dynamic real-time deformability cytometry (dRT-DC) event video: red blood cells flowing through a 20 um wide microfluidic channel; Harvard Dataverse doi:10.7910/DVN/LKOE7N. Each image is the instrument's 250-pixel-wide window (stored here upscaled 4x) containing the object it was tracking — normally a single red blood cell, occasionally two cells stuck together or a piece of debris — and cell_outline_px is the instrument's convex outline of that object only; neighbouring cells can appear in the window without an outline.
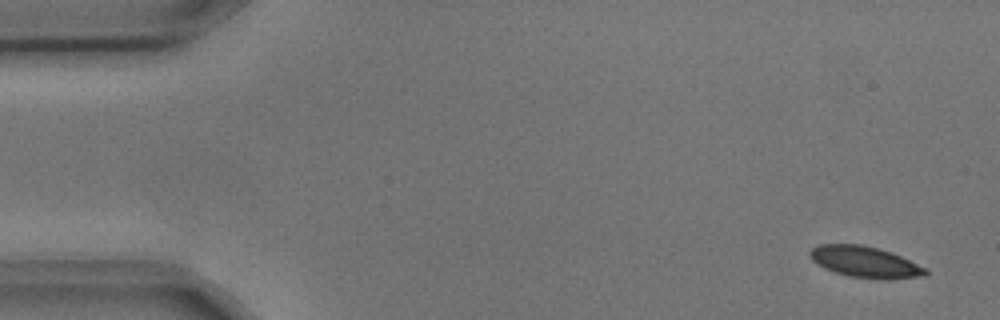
{"species": "common noctule bat (a hibernating species)", "species_latin": "Nyctalus noctula", "temperature_condition": "cold", "stored_images_in_passage": 5, "camera_frame_rate_fps": 3000, "um_per_image_px": 0.085, "animal": {"sex": "male", "body_mass_g": 17.9, "forearm_length_mm": 54.2}, "frame": {"image": 1, "passage_image": 1, "time_ms": 0.0, "image_size_px": [1000, 320], "cell_outline_px": [[928, 272], [924, 276], [884, 280], [880, 280], [848, 276], [824, 268], [812, 260], [808, 256], [808, 252], [812, 248], [820, 244], [860, 244], [880, 248], [892, 252], [928, 268]], "centroid_in_image_um": [73.55, 22.27], "position_along_channel_um": 11.5, "area_um2": 21.33}}
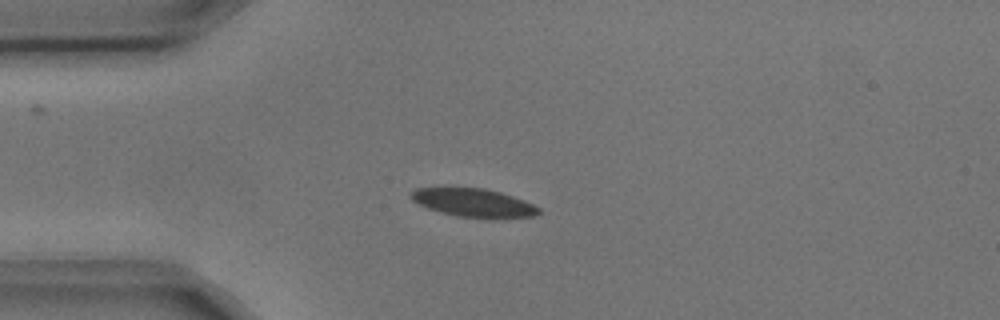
{"frame": {"image": 2, "passage_image": 4, "time_ms": 1.0, "image_size_px": [1000, 320], "cell_outline_px": [[540, 212], [536, 216], [492, 220], [456, 216], [440, 212], [428, 208], [412, 200], [408, 192], [416, 188], [484, 188], [500, 192], [524, 200], [540, 208]], "centroid_in_image_um": [40.29, 17.26], "position_along_channel_um": 44.7, "area_um2": 21.5}}